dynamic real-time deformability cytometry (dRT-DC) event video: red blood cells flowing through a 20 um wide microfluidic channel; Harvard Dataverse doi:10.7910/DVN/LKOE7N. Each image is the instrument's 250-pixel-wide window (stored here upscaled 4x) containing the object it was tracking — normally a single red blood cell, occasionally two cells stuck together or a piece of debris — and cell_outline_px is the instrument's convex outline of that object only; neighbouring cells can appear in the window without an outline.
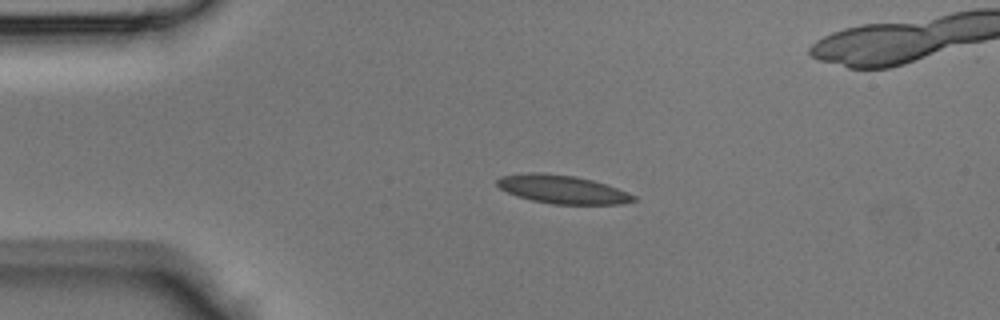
{"species": "Egyptian fruit bat (a non-hibernating species)", "species_latin": "Rousettus aegyptiacus", "temperature_condition": "room temperature", "stored_images_in_passage": 37, "camera_frame_rate_fps": 3000, "um_per_image_px": 0.085, "animal": {"sex": "male"}, "frame": {"image": 1, "passage_image": 9, "time_ms": 2.667, "image_size_px": [1000, 320], "cell_outline_px": [[640, 200], [620, 204], [552, 204], [532, 200], [516, 196], [500, 188], [496, 184], [496, 180], [500, 176], [528, 172], [540, 172], [576, 176], [592, 180], [628, 192], [636, 196]], "centroid_in_image_um": [47.8, 16.09], "position_along_channel_um": 37.2, "area_um2": 22.66}}
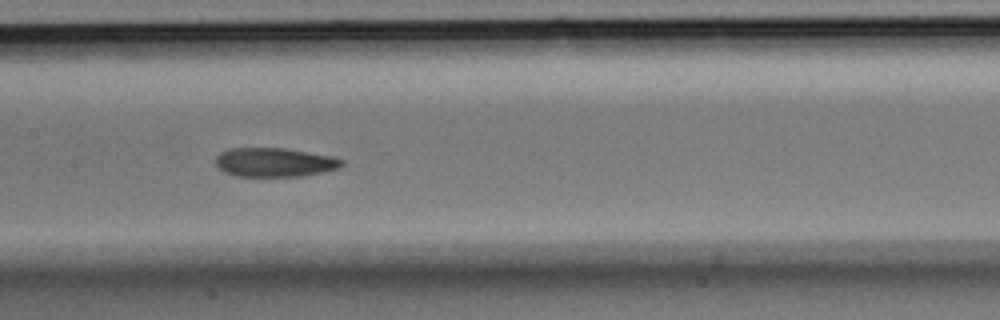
{"frame": {"image": 2, "passage_image": 21, "time_ms": 6.667, "image_size_px": [1000, 320], "cell_outline_px": [[344, 164], [340, 168], [324, 172], [300, 176], [236, 176], [224, 172], [216, 164], [216, 156], [220, 152], [228, 148], [284, 148], [332, 156], [344, 160]], "centroid_in_image_um": [23.35, 13.79], "position_along_channel_um": 184.0, "area_um2": 21.39}}
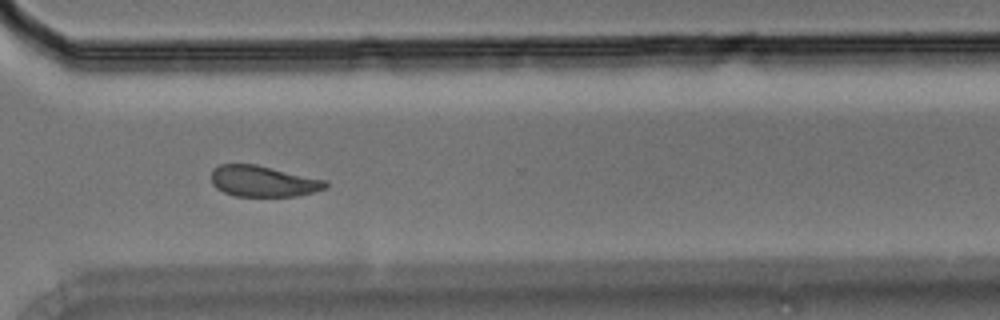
{"frame": {"image": 3, "passage_image": 32, "time_ms": 10.333, "image_size_px": [1000, 320], "cell_outline_px": [[328, 188], [296, 196], [236, 196], [224, 192], [216, 188], [212, 184], [212, 168], [220, 164], [256, 164], [328, 180]], "centroid_in_image_um": [22.39, 15.4], "position_along_channel_um": 348.2, "area_um2": 20.81}}